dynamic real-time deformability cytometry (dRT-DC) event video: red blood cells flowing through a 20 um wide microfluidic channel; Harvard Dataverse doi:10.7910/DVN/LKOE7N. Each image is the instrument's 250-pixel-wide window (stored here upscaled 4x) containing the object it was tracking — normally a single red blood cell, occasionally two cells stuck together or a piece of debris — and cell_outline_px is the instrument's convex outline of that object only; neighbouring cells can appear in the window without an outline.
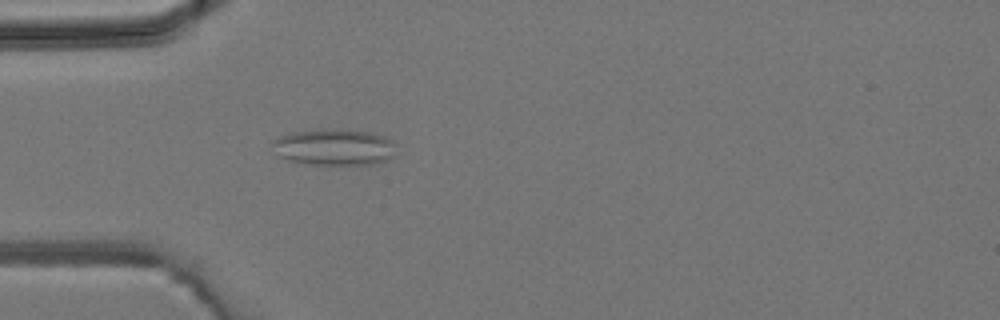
{"species": "common noctule bat (a hibernating species)", "species_latin": "Nyctalus noctula", "temperature_condition": "room temperature", "stored_images_in_passage": 1, "camera_frame_rate_fps": 3000, "um_per_image_px": 0.085, "animal": {"sex": "male", "body_mass_g": 19.2, "forearm_length_mm": 51.8}, "frame": {"image": 1, "passage_image": 1, "time_ms": 0.0, "image_size_px": [1000, 320], "cell_outline_px": [[392, 156], [384, 160], [368, 164], [308, 164], [288, 160], [280, 156], [272, 144], [272, 140], [288, 132], [368, 132], [384, 136], [392, 140]], "centroid_in_image_um": [28.35, 12.55], "position_along_channel_um": 56.6, "area_um2": 24.68}}